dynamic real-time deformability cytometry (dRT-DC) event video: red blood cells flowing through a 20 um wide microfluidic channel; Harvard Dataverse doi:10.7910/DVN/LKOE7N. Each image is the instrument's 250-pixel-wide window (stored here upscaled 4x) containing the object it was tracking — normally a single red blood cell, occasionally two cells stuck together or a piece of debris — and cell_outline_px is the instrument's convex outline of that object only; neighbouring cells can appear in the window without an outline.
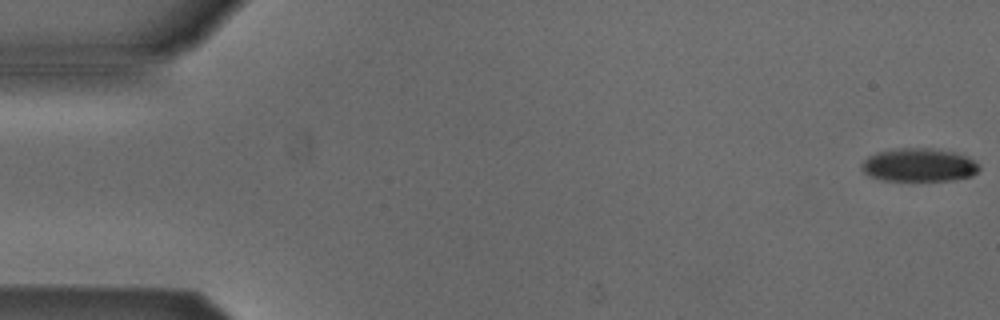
{"species": "Egyptian fruit bat (a non-hibernating species)", "species_latin": "Rousettus aegyptiacus", "temperature_condition": "cold", "stored_images_in_passage": 4, "camera_frame_rate_fps": 3000, "um_per_image_px": 0.085, "animal": {"sex": "male"}, "frame": {"image": 1, "passage_image": 1, "time_ms": 0.0, "image_size_px": [1000, 320], "cell_outline_px": [[980, 168], [972, 176], [956, 180], [884, 180], [872, 176], [864, 172], [860, 168], [860, 164], [868, 156], [876, 152], [900, 148], [928, 148], [956, 152], [968, 156]], "centroid_in_image_um": [78.1, 14.02], "position_along_channel_um": 6.9, "area_um2": 22.72}}